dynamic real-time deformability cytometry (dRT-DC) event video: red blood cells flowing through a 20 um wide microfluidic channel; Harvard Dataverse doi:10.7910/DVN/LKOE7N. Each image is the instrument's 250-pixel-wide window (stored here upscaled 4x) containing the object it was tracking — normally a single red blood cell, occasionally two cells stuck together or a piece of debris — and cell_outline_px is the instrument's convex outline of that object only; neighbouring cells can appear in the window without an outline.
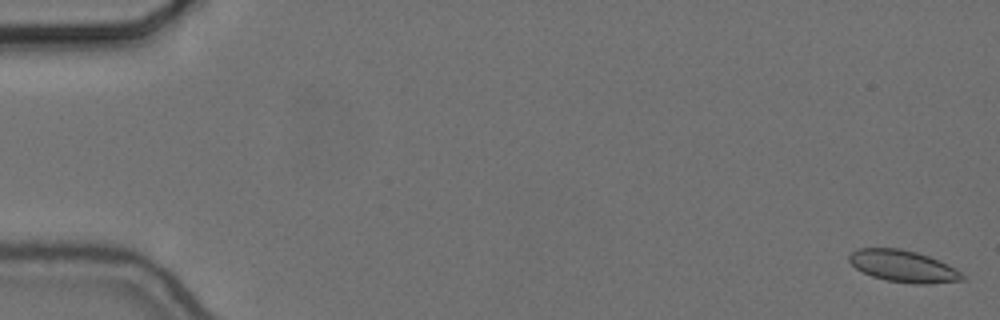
{"species": "common noctule bat (a hibernating species)", "species_latin": "Nyctalus noctula", "temperature_condition": "cold", "stored_images_in_passage": 56, "camera_frame_rate_fps": 3000, "um_per_image_px": 0.085, "animal": {"sex": "female", "body_mass_g": 24.6, "forearm_length_mm": 56.2}, "frame": {"image": 1, "passage_image": 1, "time_ms": 0.0, "image_size_px": [1000, 320], "cell_outline_px": [[968, 276], [964, 280], [928, 284], [916, 284], [888, 280], [872, 276], [856, 268], [848, 260], [848, 256], [856, 248], [900, 248], [916, 252], [928, 256], [948, 264], [956, 268]], "centroid_in_image_um": [76.82, 22.62], "position_along_channel_um": 8.2, "area_um2": 21.04}}
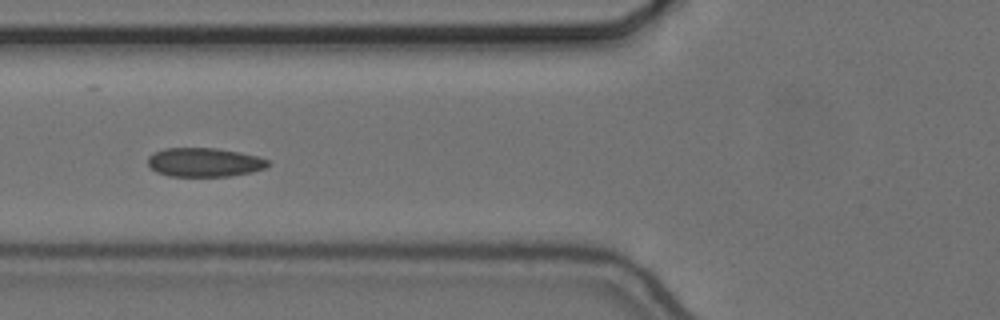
{"frame": {"image": 2, "passage_image": 22, "time_ms": 7.0, "image_size_px": [1000, 320], "cell_outline_px": [[272, 164], [264, 168], [252, 172], [228, 176], [168, 176], [156, 172], [148, 164], [148, 156], [164, 148], [216, 148], [240, 152], [260, 156], [268, 160]], "centroid_in_image_um": [17.4, 13.79], "position_along_channel_um": 108.4, "area_um2": 20.35}}
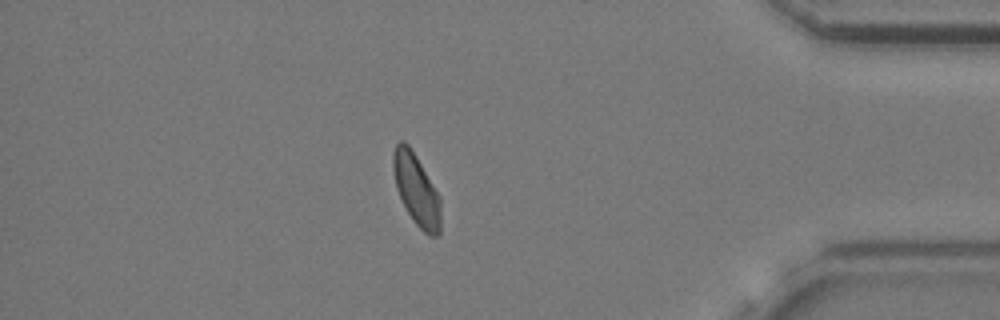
{"frame": {"image": 3, "passage_image": 49, "time_ms": 16.0, "image_size_px": [1000, 320], "cell_outline_px": [[440, 232], [436, 236], [428, 236], [416, 224], [408, 212], [396, 188], [392, 168], [392, 152], [396, 144], [400, 140], [404, 140], [408, 144], [416, 156], [440, 196]], "centroid_in_image_um": [35.38, 16.1], "position_along_channel_um": 399.8, "area_um2": 19.71}, "authors_computed_cell_mechanics": {"area_um2": 20.1722, "velocity_mm_per_s": 3.6438, "shape_relaxation_time_tau1_ms": null, "shape_relaxation_time_tau2_ms": 3.7645, "deformation_change_tau1": null, "deformation_change_tau2": 0.0693}}